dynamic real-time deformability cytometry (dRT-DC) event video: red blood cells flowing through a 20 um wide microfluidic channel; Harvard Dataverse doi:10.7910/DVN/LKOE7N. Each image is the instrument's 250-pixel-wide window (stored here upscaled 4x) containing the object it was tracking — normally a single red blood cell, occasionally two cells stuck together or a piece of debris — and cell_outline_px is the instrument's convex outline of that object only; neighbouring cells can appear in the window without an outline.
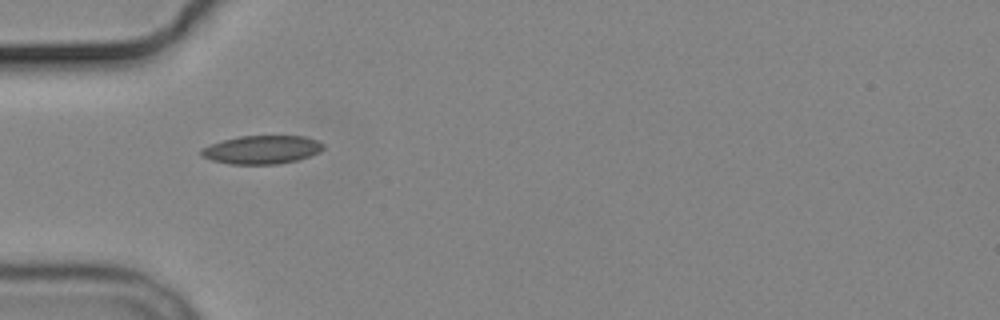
{"species": "common noctule bat (a hibernating species)", "species_latin": "Nyctalus noctula", "temperature_condition": "cold", "stored_images_in_passage": 6, "camera_frame_rate_fps": 3000, "um_per_image_px": 0.085, "animal": {"sex": "male", "body_mass_g": 19.2, "forearm_length_mm": 51.8}, "frame": {"image": 1, "passage_image": 5, "time_ms": 5.0, "image_size_px": [1000, 320], "cell_outline_px": [[324, 148], [320, 152], [296, 160], [276, 164], [228, 164], [212, 160], [200, 156], [200, 148], [224, 140], [240, 136], [304, 136], [316, 140], [324, 144]], "centroid_in_image_um": [22.24, 12.72], "position_along_channel_um": 62.8, "area_um2": 20.11}}
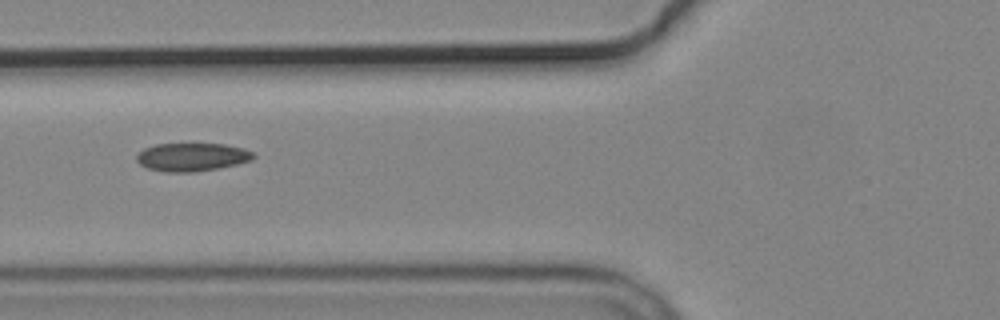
{"frame": {"image": 2, "passage_image": 6, "time_ms": 6.333, "image_size_px": [1000, 320], "cell_outline_px": [[256, 156], [252, 160], [220, 168], [196, 172], [164, 172], [148, 168], [140, 164], [136, 160], [136, 156], [144, 148], [156, 144], [224, 144], [244, 148], [252, 152]], "centroid_in_image_um": [16.33, 13.35], "position_along_channel_um": 109.5, "area_um2": 19.25}}